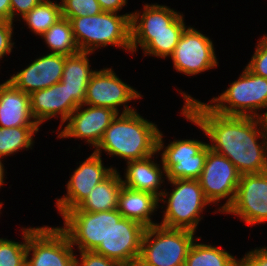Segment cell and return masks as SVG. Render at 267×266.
Here are the masks:
<instances>
[{
	"label": "cell",
	"mask_w": 267,
	"mask_h": 266,
	"mask_svg": "<svg viewBox=\"0 0 267 266\" xmlns=\"http://www.w3.org/2000/svg\"><path fill=\"white\" fill-rule=\"evenodd\" d=\"M163 137L160 131L157 153L162 151L160 161L166 171V179L198 180L205 165L208 143L197 139H175L166 146Z\"/></svg>",
	"instance_id": "ba28073f"
},
{
	"label": "cell",
	"mask_w": 267,
	"mask_h": 266,
	"mask_svg": "<svg viewBox=\"0 0 267 266\" xmlns=\"http://www.w3.org/2000/svg\"><path fill=\"white\" fill-rule=\"evenodd\" d=\"M159 199L152 193L122 186L118 196L117 210L123 218L136 221L145 228H149L159 224L152 221L151 217L160 208Z\"/></svg>",
	"instance_id": "7402d4cb"
},
{
	"label": "cell",
	"mask_w": 267,
	"mask_h": 266,
	"mask_svg": "<svg viewBox=\"0 0 267 266\" xmlns=\"http://www.w3.org/2000/svg\"><path fill=\"white\" fill-rule=\"evenodd\" d=\"M239 259V266H267V247H256Z\"/></svg>",
	"instance_id": "e575fe53"
},
{
	"label": "cell",
	"mask_w": 267,
	"mask_h": 266,
	"mask_svg": "<svg viewBox=\"0 0 267 266\" xmlns=\"http://www.w3.org/2000/svg\"><path fill=\"white\" fill-rule=\"evenodd\" d=\"M42 0H10V21L14 22L18 15L22 18Z\"/></svg>",
	"instance_id": "d590c367"
},
{
	"label": "cell",
	"mask_w": 267,
	"mask_h": 266,
	"mask_svg": "<svg viewBox=\"0 0 267 266\" xmlns=\"http://www.w3.org/2000/svg\"><path fill=\"white\" fill-rule=\"evenodd\" d=\"M40 126L31 113L30 95L8 80L0 84V127Z\"/></svg>",
	"instance_id": "ffe728a7"
},
{
	"label": "cell",
	"mask_w": 267,
	"mask_h": 266,
	"mask_svg": "<svg viewBox=\"0 0 267 266\" xmlns=\"http://www.w3.org/2000/svg\"><path fill=\"white\" fill-rule=\"evenodd\" d=\"M117 114L111 108L81 104L66 121L67 125L57 129V133L61 130L57 138L84 139L85 143L96 148Z\"/></svg>",
	"instance_id": "2e32d148"
},
{
	"label": "cell",
	"mask_w": 267,
	"mask_h": 266,
	"mask_svg": "<svg viewBox=\"0 0 267 266\" xmlns=\"http://www.w3.org/2000/svg\"><path fill=\"white\" fill-rule=\"evenodd\" d=\"M167 182L174 188L170 192L165 189L159 199L164 205L166 203L159 225L196 232L199 222L203 219L204 208L211 204L205 198L199 181L173 179Z\"/></svg>",
	"instance_id": "5b68a950"
},
{
	"label": "cell",
	"mask_w": 267,
	"mask_h": 266,
	"mask_svg": "<svg viewBox=\"0 0 267 266\" xmlns=\"http://www.w3.org/2000/svg\"><path fill=\"white\" fill-rule=\"evenodd\" d=\"M158 126L143 118L137 110L117 114L94 149L99 155L105 151L125 161L140 160L157 154Z\"/></svg>",
	"instance_id": "7a4b0ae2"
},
{
	"label": "cell",
	"mask_w": 267,
	"mask_h": 266,
	"mask_svg": "<svg viewBox=\"0 0 267 266\" xmlns=\"http://www.w3.org/2000/svg\"><path fill=\"white\" fill-rule=\"evenodd\" d=\"M60 18H62L60 3L42 0L21 19L32 33L41 36Z\"/></svg>",
	"instance_id": "83f0119b"
},
{
	"label": "cell",
	"mask_w": 267,
	"mask_h": 266,
	"mask_svg": "<svg viewBox=\"0 0 267 266\" xmlns=\"http://www.w3.org/2000/svg\"><path fill=\"white\" fill-rule=\"evenodd\" d=\"M14 23L11 21L0 20V59L5 55L11 54L15 42H12Z\"/></svg>",
	"instance_id": "836d02e7"
},
{
	"label": "cell",
	"mask_w": 267,
	"mask_h": 266,
	"mask_svg": "<svg viewBox=\"0 0 267 266\" xmlns=\"http://www.w3.org/2000/svg\"><path fill=\"white\" fill-rule=\"evenodd\" d=\"M40 126L0 127V158L14 155L20 150H29L34 146V136Z\"/></svg>",
	"instance_id": "4316f807"
},
{
	"label": "cell",
	"mask_w": 267,
	"mask_h": 266,
	"mask_svg": "<svg viewBox=\"0 0 267 266\" xmlns=\"http://www.w3.org/2000/svg\"><path fill=\"white\" fill-rule=\"evenodd\" d=\"M30 105L31 113L40 126L53 117H60L59 128L79 106L72 96H69L66 86L61 81L48 88L32 92Z\"/></svg>",
	"instance_id": "d6986e66"
},
{
	"label": "cell",
	"mask_w": 267,
	"mask_h": 266,
	"mask_svg": "<svg viewBox=\"0 0 267 266\" xmlns=\"http://www.w3.org/2000/svg\"><path fill=\"white\" fill-rule=\"evenodd\" d=\"M105 12L119 13L127 5L128 0H97Z\"/></svg>",
	"instance_id": "8d00e7d4"
},
{
	"label": "cell",
	"mask_w": 267,
	"mask_h": 266,
	"mask_svg": "<svg viewBox=\"0 0 267 266\" xmlns=\"http://www.w3.org/2000/svg\"><path fill=\"white\" fill-rule=\"evenodd\" d=\"M63 18L93 16L103 12L97 0H60Z\"/></svg>",
	"instance_id": "4dcf8cb0"
},
{
	"label": "cell",
	"mask_w": 267,
	"mask_h": 266,
	"mask_svg": "<svg viewBox=\"0 0 267 266\" xmlns=\"http://www.w3.org/2000/svg\"><path fill=\"white\" fill-rule=\"evenodd\" d=\"M80 260L76 257V266H124L120 262L97 254L94 251H79Z\"/></svg>",
	"instance_id": "d6a6232c"
},
{
	"label": "cell",
	"mask_w": 267,
	"mask_h": 266,
	"mask_svg": "<svg viewBox=\"0 0 267 266\" xmlns=\"http://www.w3.org/2000/svg\"><path fill=\"white\" fill-rule=\"evenodd\" d=\"M92 53L79 52L75 55L65 56V64L61 82L66 86L69 96L81 105L86 97L87 85L96 70L90 69L89 56Z\"/></svg>",
	"instance_id": "603a6c76"
},
{
	"label": "cell",
	"mask_w": 267,
	"mask_h": 266,
	"mask_svg": "<svg viewBox=\"0 0 267 266\" xmlns=\"http://www.w3.org/2000/svg\"><path fill=\"white\" fill-rule=\"evenodd\" d=\"M34 229L33 226L21 228L23 243L0 238V266H26L27 238Z\"/></svg>",
	"instance_id": "f546056e"
},
{
	"label": "cell",
	"mask_w": 267,
	"mask_h": 266,
	"mask_svg": "<svg viewBox=\"0 0 267 266\" xmlns=\"http://www.w3.org/2000/svg\"><path fill=\"white\" fill-rule=\"evenodd\" d=\"M121 218L117 209L100 212L70 210L62 216L64 224L60 228L67 234L72 247L77 246L78 251H94Z\"/></svg>",
	"instance_id": "52a82bcc"
},
{
	"label": "cell",
	"mask_w": 267,
	"mask_h": 266,
	"mask_svg": "<svg viewBox=\"0 0 267 266\" xmlns=\"http://www.w3.org/2000/svg\"><path fill=\"white\" fill-rule=\"evenodd\" d=\"M143 12H132L131 54L143 49L150 41L151 34L172 33V23L181 15L169 6L145 4Z\"/></svg>",
	"instance_id": "e0dca14e"
},
{
	"label": "cell",
	"mask_w": 267,
	"mask_h": 266,
	"mask_svg": "<svg viewBox=\"0 0 267 266\" xmlns=\"http://www.w3.org/2000/svg\"><path fill=\"white\" fill-rule=\"evenodd\" d=\"M183 13L172 23V33L151 34V41L142 49L144 56L170 57L187 27Z\"/></svg>",
	"instance_id": "f1b7e54d"
},
{
	"label": "cell",
	"mask_w": 267,
	"mask_h": 266,
	"mask_svg": "<svg viewBox=\"0 0 267 266\" xmlns=\"http://www.w3.org/2000/svg\"><path fill=\"white\" fill-rule=\"evenodd\" d=\"M261 120L263 122L265 131L267 133V111H265L264 113H261Z\"/></svg>",
	"instance_id": "ab89813d"
},
{
	"label": "cell",
	"mask_w": 267,
	"mask_h": 266,
	"mask_svg": "<svg viewBox=\"0 0 267 266\" xmlns=\"http://www.w3.org/2000/svg\"><path fill=\"white\" fill-rule=\"evenodd\" d=\"M155 154L140 160L126 162L124 169V179L121 177L123 186L137 190L145 191L161 197L163 190L161 184L165 182L166 171L164 166L156 163ZM153 158V159H152ZM155 161V162H154ZM164 176V177H163Z\"/></svg>",
	"instance_id": "44dd1931"
},
{
	"label": "cell",
	"mask_w": 267,
	"mask_h": 266,
	"mask_svg": "<svg viewBox=\"0 0 267 266\" xmlns=\"http://www.w3.org/2000/svg\"><path fill=\"white\" fill-rule=\"evenodd\" d=\"M123 186L121 175L114 169L98 183L76 208L85 212L111 211L117 209L118 196Z\"/></svg>",
	"instance_id": "cb8c5ba5"
},
{
	"label": "cell",
	"mask_w": 267,
	"mask_h": 266,
	"mask_svg": "<svg viewBox=\"0 0 267 266\" xmlns=\"http://www.w3.org/2000/svg\"><path fill=\"white\" fill-rule=\"evenodd\" d=\"M206 104L221 115L261 119L259 111L267 110V78L253 73L245 66L237 80Z\"/></svg>",
	"instance_id": "277c9868"
},
{
	"label": "cell",
	"mask_w": 267,
	"mask_h": 266,
	"mask_svg": "<svg viewBox=\"0 0 267 266\" xmlns=\"http://www.w3.org/2000/svg\"><path fill=\"white\" fill-rule=\"evenodd\" d=\"M169 58L177 73L187 76H196L219 66L213 41L193 26L185 28Z\"/></svg>",
	"instance_id": "8fae6325"
},
{
	"label": "cell",
	"mask_w": 267,
	"mask_h": 266,
	"mask_svg": "<svg viewBox=\"0 0 267 266\" xmlns=\"http://www.w3.org/2000/svg\"><path fill=\"white\" fill-rule=\"evenodd\" d=\"M179 94L180 114L208 136L211 150L227 157L241 175L267 171V133L260 118L221 115L185 91Z\"/></svg>",
	"instance_id": "6da1fadb"
},
{
	"label": "cell",
	"mask_w": 267,
	"mask_h": 266,
	"mask_svg": "<svg viewBox=\"0 0 267 266\" xmlns=\"http://www.w3.org/2000/svg\"><path fill=\"white\" fill-rule=\"evenodd\" d=\"M223 213L251 226L267 222V171L241 175L233 203Z\"/></svg>",
	"instance_id": "4fadbf2b"
},
{
	"label": "cell",
	"mask_w": 267,
	"mask_h": 266,
	"mask_svg": "<svg viewBox=\"0 0 267 266\" xmlns=\"http://www.w3.org/2000/svg\"><path fill=\"white\" fill-rule=\"evenodd\" d=\"M41 38L44 39L51 53L71 56L80 52L71 23L66 18H60L41 35Z\"/></svg>",
	"instance_id": "484cf974"
},
{
	"label": "cell",
	"mask_w": 267,
	"mask_h": 266,
	"mask_svg": "<svg viewBox=\"0 0 267 266\" xmlns=\"http://www.w3.org/2000/svg\"><path fill=\"white\" fill-rule=\"evenodd\" d=\"M140 93L130 84L123 82L113 68H103L99 71L96 69L87 85L83 104L111 108L118 114L130 113L136 109L128 106V103L140 100L143 97ZM120 106H123L121 112Z\"/></svg>",
	"instance_id": "7c38bea8"
},
{
	"label": "cell",
	"mask_w": 267,
	"mask_h": 266,
	"mask_svg": "<svg viewBox=\"0 0 267 266\" xmlns=\"http://www.w3.org/2000/svg\"><path fill=\"white\" fill-rule=\"evenodd\" d=\"M145 229L140 223L122 217L114 223L105 241L94 252L124 266H136Z\"/></svg>",
	"instance_id": "9a60e30c"
},
{
	"label": "cell",
	"mask_w": 267,
	"mask_h": 266,
	"mask_svg": "<svg viewBox=\"0 0 267 266\" xmlns=\"http://www.w3.org/2000/svg\"><path fill=\"white\" fill-rule=\"evenodd\" d=\"M0 20L10 21V0H0Z\"/></svg>",
	"instance_id": "74e56055"
},
{
	"label": "cell",
	"mask_w": 267,
	"mask_h": 266,
	"mask_svg": "<svg viewBox=\"0 0 267 266\" xmlns=\"http://www.w3.org/2000/svg\"><path fill=\"white\" fill-rule=\"evenodd\" d=\"M131 16L105 12L93 16L66 18L80 52L94 53L98 48L115 46L131 53Z\"/></svg>",
	"instance_id": "3957f363"
},
{
	"label": "cell",
	"mask_w": 267,
	"mask_h": 266,
	"mask_svg": "<svg viewBox=\"0 0 267 266\" xmlns=\"http://www.w3.org/2000/svg\"><path fill=\"white\" fill-rule=\"evenodd\" d=\"M257 42L254 54L246 66L253 73L267 78V35H263Z\"/></svg>",
	"instance_id": "1f68e13d"
},
{
	"label": "cell",
	"mask_w": 267,
	"mask_h": 266,
	"mask_svg": "<svg viewBox=\"0 0 267 266\" xmlns=\"http://www.w3.org/2000/svg\"><path fill=\"white\" fill-rule=\"evenodd\" d=\"M195 234L159 224L146 228L136 266H184Z\"/></svg>",
	"instance_id": "8992f818"
},
{
	"label": "cell",
	"mask_w": 267,
	"mask_h": 266,
	"mask_svg": "<svg viewBox=\"0 0 267 266\" xmlns=\"http://www.w3.org/2000/svg\"><path fill=\"white\" fill-rule=\"evenodd\" d=\"M2 204H3V203H2V202H0V211H1V209H2V206H3ZM0 213H1V212H0Z\"/></svg>",
	"instance_id": "60d3db41"
},
{
	"label": "cell",
	"mask_w": 267,
	"mask_h": 266,
	"mask_svg": "<svg viewBox=\"0 0 267 266\" xmlns=\"http://www.w3.org/2000/svg\"><path fill=\"white\" fill-rule=\"evenodd\" d=\"M76 256L60 226H37L28 235L26 266H76Z\"/></svg>",
	"instance_id": "9c48e42d"
},
{
	"label": "cell",
	"mask_w": 267,
	"mask_h": 266,
	"mask_svg": "<svg viewBox=\"0 0 267 266\" xmlns=\"http://www.w3.org/2000/svg\"><path fill=\"white\" fill-rule=\"evenodd\" d=\"M240 177L234 164L224 155L211 150L207 144V157L198 181L205 198L212 205L227 199L223 206L216 209V213H223L233 203Z\"/></svg>",
	"instance_id": "30bf717a"
},
{
	"label": "cell",
	"mask_w": 267,
	"mask_h": 266,
	"mask_svg": "<svg viewBox=\"0 0 267 266\" xmlns=\"http://www.w3.org/2000/svg\"><path fill=\"white\" fill-rule=\"evenodd\" d=\"M201 238L197 237L192 243L184 266H239L238 258L219 247L199 243Z\"/></svg>",
	"instance_id": "d4e9b609"
},
{
	"label": "cell",
	"mask_w": 267,
	"mask_h": 266,
	"mask_svg": "<svg viewBox=\"0 0 267 266\" xmlns=\"http://www.w3.org/2000/svg\"><path fill=\"white\" fill-rule=\"evenodd\" d=\"M2 158H0V188H1V186L3 187V185L5 184V179H4V177H5V166L3 165V163H2Z\"/></svg>",
	"instance_id": "f35d334b"
},
{
	"label": "cell",
	"mask_w": 267,
	"mask_h": 266,
	"mask_svg": "<svg viewBox=\"0 0 267 266\" xmlns=\"http://www.w3.org/2000/svg\"><path fill=\"white\" fill-rule=\"evenodd\" d=\"M116 167H104L101 155L92 152L86 160L70 175L66 183V194L56 198L55 206L61 217L68 211L76 208L86 199L89 192L103 181Z\"/></svg>",
	"instance_id": "5bb4252c"
},
{
	"label": "cell",
	"mask_w": 267,
	"mask_h": 266,
	"mask_svg": "<svg viewBox=\"0 0 267 266\" xmlns=\"http://www.w3.org/2000/svg\"><path fill=\"white\" fill-rule=\"evenodd\" d=\"M65 55L47 53L7 79L15 88L31 94L62 80Z\"/></svg>",
	"instance_id": "ac0fdd59"
}]
</instances>
